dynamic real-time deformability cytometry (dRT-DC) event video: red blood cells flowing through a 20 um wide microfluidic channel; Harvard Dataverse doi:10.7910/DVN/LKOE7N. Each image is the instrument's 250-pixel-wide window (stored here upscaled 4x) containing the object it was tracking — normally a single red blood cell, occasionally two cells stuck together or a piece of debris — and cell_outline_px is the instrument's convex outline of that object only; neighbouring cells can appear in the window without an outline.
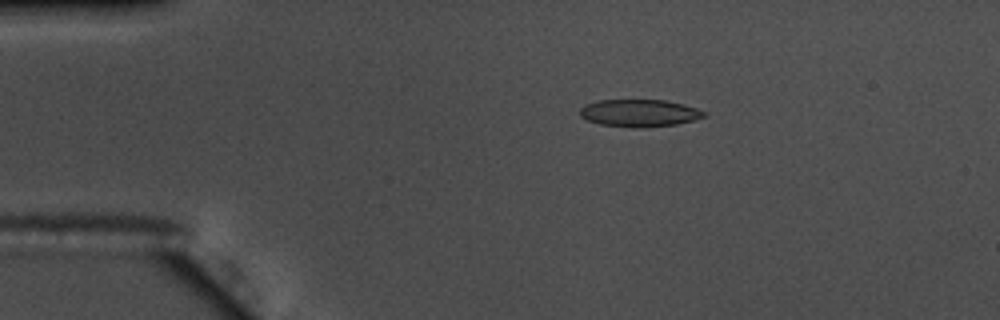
{"species": "common noctule bat (a hibernating species)", "species_latin": "Nyctalus noctula", "temperature_condition": "warm", "stored_images_in_passage": 54, "camera_frame_rate_fps": 3000, "um_per_image_px": 0.085, "animal": {"sex": "male", "body_mass_g": 17.5, "forearm_length_mm": 52.3}, "frame": {"image": 1, "passage_image": 9, "time_ms": 2.667, "image_size_px": [1000, 320], "cell_outline_px": [[708, 116], [676, 124], [640, 128], [600, 124], [588, 120], [580, 116], [580, 108], [584, 104], [596, 100], [664, 100], [684, 104], [708, 112]], "centroid_in_image_um": [54.36, 9.6], "position_along_channel_um": 30.6, "area_um2": 19.83}}
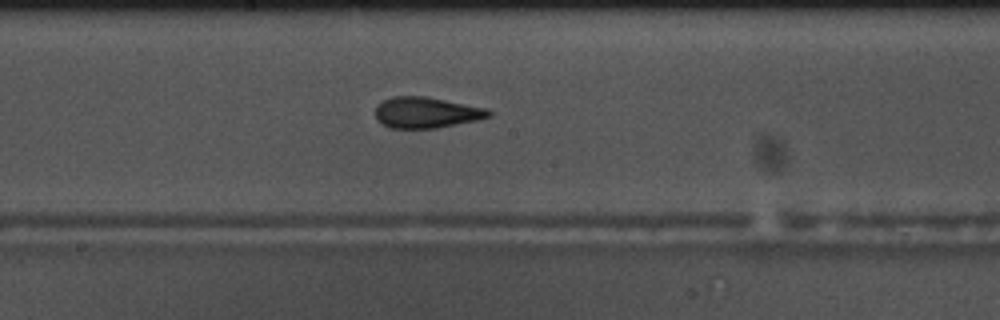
{"frame": {"image": 2, "passage_image": 28, "time_ms": 9.0, "image_size_px": [1000, 320], "cell_outline_px": [[492, 116], [476, 120], [436, 128], [388, 128], [376, 120], [376, 104], [392, 96], [428, 96], [488, 108], [492, 112]], "centroid_in_image_um": [36.23, 9.55], "position_along_channel_um": 212.0, "area_um2": 20.69}}
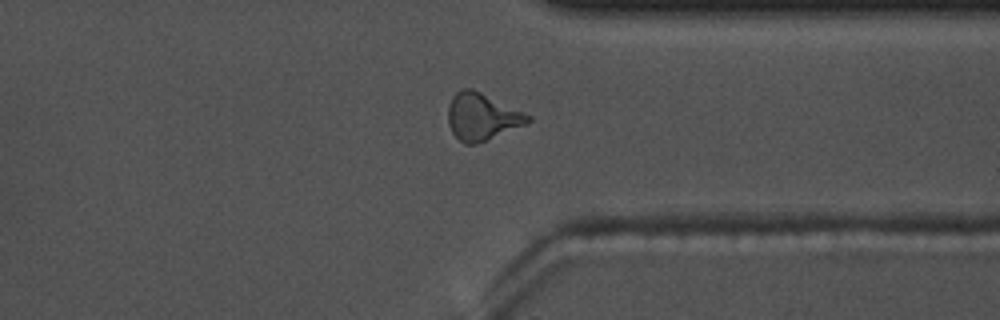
{"frame": {"image": 3, "passage_image": 41, "time_ms": 13.333, "image_size_px": [1000, 320], "cell_outline_px": [[532, 120], [524, 124], [476, 144], [464, 144], [452, 132], [448, 124], [448, 104], [452, 96], [460, 88], [472, 88], [532, 116]], "centroid_in_image_um": [40.92, 9.9], "position_along_channel_um": 370.5, "area_um2": 21.62}, "authors_computed_cell_mechanics": {"area_um2": 19.8832, "velocity_mm_per_s": 3.6917, "shape_relaxation_time_tau1_ms": 6.8069, "shape_relaxation_time_tau2_ms": 2.5939, "deformation_change_tau1": 0.232, "deformation_change_tau2": 0.1167}}